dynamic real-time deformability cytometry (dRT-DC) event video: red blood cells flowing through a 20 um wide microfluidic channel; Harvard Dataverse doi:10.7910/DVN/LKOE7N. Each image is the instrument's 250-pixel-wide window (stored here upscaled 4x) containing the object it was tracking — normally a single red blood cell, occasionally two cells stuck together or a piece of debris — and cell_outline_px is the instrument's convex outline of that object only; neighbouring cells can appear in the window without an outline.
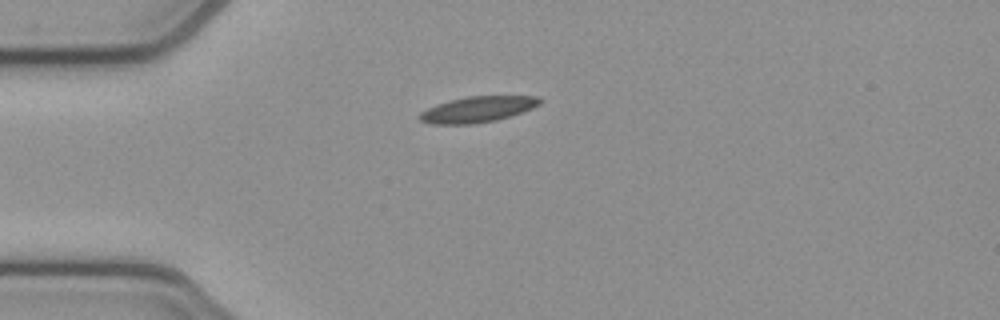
{"species": "common noctule bat (a hibernating species)", "species_latin": "Nyctalus noctula", "temperature_condition": "cold", "stored_images_in_passage": 7, "camera_frame_rate_fps": 3000, "um_per_image_px": 0.085, "animal": {"sex": "female", "body_mass_g": 21.9}, "frame": {"image": 1, "passage_image": 1, "time_ms": 0.0, "image_size_px": [1000, 320], "cell_outline_px": [[544, 100], [540, 104], [532, 108], [496, 120], [472, 124], [432, 124], [420, 120], [416, 116], [420, 112], [436, 104], [468, 96], [540, 96]], "centroid_in_image_um": [40.59, 9.29], "position_along_channel_um": 44.4, "area_um2": 18.03}}
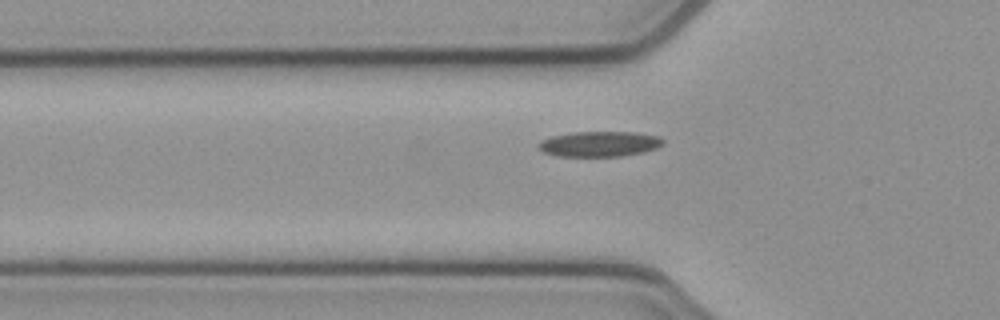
{"frame": {"image": 2, "passage_image": 5, "time_ms": 1.333, "image_size_px": [1000, 320], "cell_outline_px": [[664, 144], [656, 148], [644, 152], [620, 156], [556, 156], [544, 152], [536, 144], [540, 140], [552, 136], [572, 132], [636, 132], [660, 136], [664, 140]], "centroid_in_image_um": [50.97, 12.23], "position_along_channel_um": 74.8, "area_um2": 18.5}}